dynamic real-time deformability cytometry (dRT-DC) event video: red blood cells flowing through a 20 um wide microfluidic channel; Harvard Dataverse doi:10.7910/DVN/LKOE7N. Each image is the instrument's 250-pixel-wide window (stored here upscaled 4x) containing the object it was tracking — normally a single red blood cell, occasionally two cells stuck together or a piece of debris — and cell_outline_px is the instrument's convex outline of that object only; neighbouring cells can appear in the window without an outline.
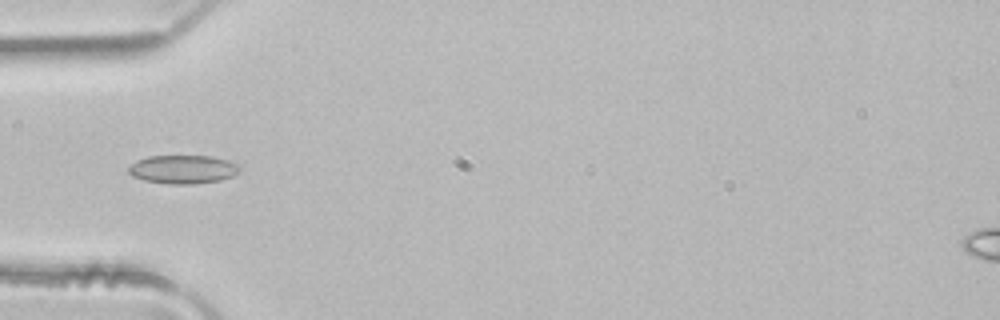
{"species": "common noctule bat (a hibernating species)", "species_latin": "Nyctalus noctula", "temperature_condition": "room temperature", "stored_images_in_passage": 6, "camera_frame_rate_fps": 3000, "um_per_image_px": 0.085, "animal": {"sex": "male", "body_mass_g": 21.5, "forearm_length_mm": 52.0}, "frame": {"image": 1, "passage_image": 5, "time_ms": 1.333, "image_size_px": [1000, 320], "cell_outline_px": [[240, 168], [232, 176], [220, 180], [192, 184], [168, 184], [144, 180], [132, 176], [128, 172], [128, 168], [136, 160], [148, 156], [212, 156], [228, 160], [240, 164]], "centroid_in_image_um": [15.54, 14.39], "position_along_channel_um": 69.5, "area_um2": 18.5}}
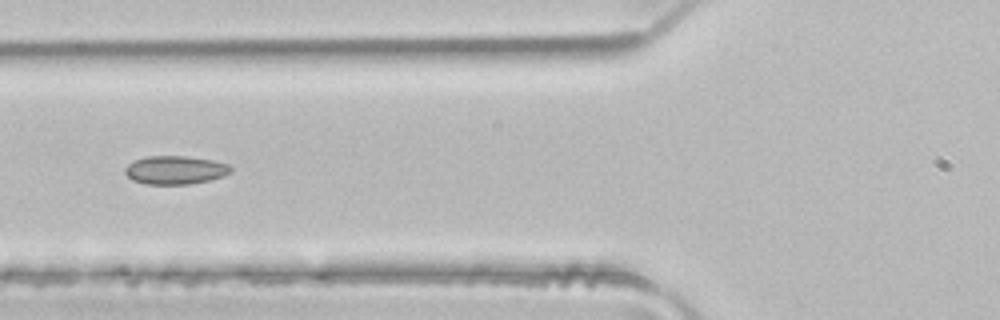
{"frame": {"image": 2, "passage_image": 6, "time_ms": 1.667, "image_size_px": [1000, 320], "cell_outline_px": [[232, 172], [224, 176], [208, 180], [188, 184], [148, 184], [132, 180], [124, 172], [124, 168], [128, 164], [136, 160], [148, 156], [184, 156], [212, 160], [228, 164], [232, 168]], "centroid_in_image_um": [14.9, 14.45], "position_along_channel_um": 110.9, "area_um2": 17.4}}